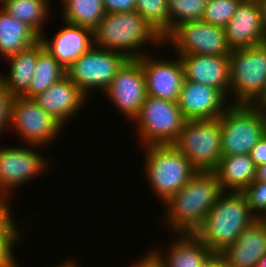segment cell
Here are the masks:
<instances>
[{
    "instance_id": "7402d4cb",
    "label": "cell",
    "mask_w": 266,
    "mask_h": 267,
    "mask_svg": "<svg viewBox=\"0 0 266 267\" xmlns=\"http://www.w3.org/2000/svg\"><path fill=\"white\" fill-rule=\"evenodd\" d=\"M43 49V44L38 41L26 50L4 58L8 61L9 72L0 74V80L13 97L23 96L28 91L35 74L37 56Z\"/></svg>"
},
{
    "instance_id": "7a4b0ae2",
    "label": "cell",
    "mask_w": 266,
    "mask_h": 267,
    "mask_svg": "<svg viewBox=\"0 0 266 267\" xmlns=\"http://www.w3.org/2000/svg\"><path fill=\"white\" fill-rule=\"evenodd\" d=\"M257 219L242 192H222L194 234L219 254Z\"/></svg>"
},
{
    "instance_id": "2e32d148",
    "label": "cell",
    "mask_w": 266,
    "mask_h": 267,
    "mask_svg": "<svg viewBox=\"0 0 266 267\" xmlns=\"http://www.w3.org/2000/svg\"><path fill=\"white\" fill-rule=\"evenodd\" d=\"M228 98L218 89L205 84L183 81L177 101L185 119H218L231 105Z\"/></svg>"
},
{
    "instance_id": "b9f144b4",
    "label": "cell",
    "mask_w": 266,
    "mask_h": 267,
    "mask_svg": "<svg viewBox=\"0 0 266 267\" xmlns=\"http://www.w3.org/2000/svg\"><path fill=\"white\" fill-rule=\"evenodd\" d=\"M263 10H264V25H265V34H266V1L263 2Z\"/></svg>"
},
{
    "instance_id": "e575fe53",
    "label": "cell",
    "mask_w": 266,
    "mask_h": 267,
    "mask_svg": "<svg viewBox=\"0 0 266 267\" xmlns=\"http://www.w3.org/2000/svg\"><path fill=\"white\" fill-rule=\"evenodd\" d=\"M255 166L266 163V133L262 138L254 145L249 153Z\"/></svg>"
},
{
    "instance_id": "5b68a950",
    "label": "cell",
    "mask_w": 266,
    "mask_h": 267,
    "mask_svg": "<svg viewBox=\"0 0 266 267\" xmlns=\"http://www.w3.org/2000/svg\"><path fill=\"white\" fill-rule=\"evenodd\" d=\"M229 67L231 104L258 105L266 96V43L232 49Z\"/></svg>"
},
{
    "instance_id": "f35d334b",
    "label": "cell",
    "mask_w": 266,
    "mask_h": 267,
    "mask_svg": "<svg viewBox=\"0 0 266 267\" xmlns=\"http://www.w3.org/2000/svg\"><path fill=\"white\" fill-rule=\"evenodd\" d=\"M57 267H80L79 264H77V261L75 260H66V262H62L60 265H56ZM54 266V267H56ZM53 267V266H52Z\"/></svg>"
},
{
    "instance_id": "30bf717a",
    "label": "cell",
    "mask_w": 266,
    "mask_h": 267,
    "mask_svg": "<svg viewBox=\"0 0 266 267\" xmlns=\"http://www.w3.org/2000/svg\"><path fill=\"white\" fill-rule=\"evenodd\" d=\"M8 127H13L14 133L17 132V136L22 137L20 140L25 144L43 146L42 148L49 146L65 128L33 99L23 96L12 99Z\"/></svg>"
},
{
    "instance_id": "1f68e13d",
    "label": "cell",
    "mask_w": 266,
    "mask_h": 267,
    "mask_svg": "<svg viewBox=\"0 0 266 267\" xmlns=\"http://www.w3.org/2000/svg\"><path fill=\"white\" fill-rule=\"evenodd\" d=\"M12 99L13 96L0 80V134L4 133L9 125Z\"/></svg>"
},
{
    "instance_id": "d6a6232c",
    "label": "cell",
    "mask_w": 266,
    "mask_h": 267,
    "mask_svg": "<svg viewBox=\"0 0 266 267\" xmlns=\"http://www.w3.org/2000/svg\"><path fill=\"white\" fill-rule=\"evenodd\" d=\"M21 240H0V267H20L14 255V244Z\"/></svg>"
},
{
    "instance_id": "ab89813d",
    "label": "cell",
    "mask_w": 266,
    "mask_h": 267,
    "mask_svg": "<svg viewBox=\"0 0 266 267\" xmlns=\"http://www.w3.org/2000/svg\"><path fill=\"white\" fill-rule=\"evenodd\" d=\"M258 106L261 108L263 114L266 116V96L258 103Z\"/></svg>"
},
{
    "instance_id": "3957f363",
    "label": "cell",
    "mask_w": 266,
    "mask_h": 267,
    "mask_svg": "<svg viewBox=\"0 0 266 267\" xmlns=\"http://www.w3.org/2000/svg\"><path fill=\"white\" fill-rule=\"evenodd\" d=\"M93 36L94 46L123 53L129 59L144 55L141 49L149 42L160 46L164 43L163 38L136 10L106 13L93 30Z\"/></svg>"
},
{
    "instance_id": "f1b7e54d",
    "label": "cell",
    "mask_w": 266,
    "mask_h": 267,
    "mask_svg": "<svg viewBox=\"0 0 266 267\" xmlns=\"http://www.w3.org/2000/svg\"><path fill=\"white\" fill-rule=\"evenodd\" d=\"M135 10L164 39L169 34L167 0H135Z\"/></svg>"
},
{
    "instance_id": "277c9868",
    "label": "cell",
    "mask_w": 266,
    "mask_h": 267,
    "mask_svg": "<svg viewBox=\"0 0 266 267\" xmlns=\"http://www.w3.org/2000/svg\"><path fill=\"white\" fill-rule=\"evenodd\" d=\"M143 148L147 182L156 193V198L164 204L173 194L179 192L197 171L187 157L173 145H149Z\"/></svg>"
},
{
    "instance_id": "4dcf8cb0",
    "label": "cell",
    "mask_w": 266,
    "mask_h": 267,
    "mask_svg": "<svg viewBox=\"0 0 266 267\" xmlns=\"http://www.w3.org/2000/svg\"><path fill=\"white\" fill-rule=\"evenodd\" d=\"M242 193L251 212L258 219H262L266 215V182L253 181Z\"/></svg>"
},
{
    "instance_id": "ba28073f",
    "label": "cell",
    "mask_w": 266,
    "mask_h": 267,
    "mask_svg": "<svg viewBox=\"0 0 266 267\" xmlns=\"http://www.w3.org/2000/svg\"><path fill=\"white\" fill-rule=\"evenodd\" d=\"M186 121L177 102L147 95L133 123L141 145L149 146L172 145Z\"/></svg>"
},
{
    "instance_id": "4316f807",
    "label": "cell",
    "mask_w": 266,
    "mask_h": 267,
    "mask_svg": "<svg viewBox=\"0 0 266 267\" xmlns=\"http://www.w3.org/2000/svg\"><path fill=\"white\" fill-rule=\"evenodd\" d=\"M34 73L29 89L23 95L25 98L33 99L66 75L63 67L45 49L37 56Z\"/></svg>"
},
{
    "instance_id": "5bb4252c",
    "label": "cell",
    "mask_w": 266,
    "mask_h": 267,
    "mask_svg": "<svg viewBox=\"0 0 266 267\" xmlns=\"http://www.w3.org/2000/svg\"><path fill=\"white\" fill-rule=\"evenodd\" d=\"M137 59L144 71L147 95L177 102L184 81L179 56L165 60L158 59L148 52Z\"/></svg>"
},
{
    "instance_id": "8992f818",
    "label": "cell",
    "mask_w": 266,
    "mask_h": 267,
    "mask_svg": "<svg viewBox=\"0 0 266 267\" xmlns=\"http://www.w3.org/2000/svg\"><path fill=\"white\" fill-rule=\"evenodd\" d=\"M218 120L222 155L249 154L266 133V116L258 105L231 104Z\"/></svg>"
},
{
    "instance_id": "ffe728a7",
    "label": "cell",
    "mask_w": 266,
    "mask_h": 267,
    "mask_svg": "<svg viewBox=\"0 0 266 267\" xmlns=\"http://www.w3.org/2000/svg\"><path fill=\"white\" fill-rule=\"evenodd\" d=\"M177 236L175 242L167 247V253L164 254L162 250L159 252L158 248L147 253L157 267H202L213 254L195 234L186 233Z\"/></svg>"
},
{
    "instance_id": "cb8c5ba5",
    "label": "cell",
    "mask_w": 266,
    "mask_h": 267,
    "mask_svg": "<svg viewBox=\"0 0 266 267\" xmlns=\"http://www.w3.org/2000/svg\"><path fill=\"white\" fill-rule=\"evenodd\" d=\"M39 39L40 36L30 26L0 7V56L6 58L24 51L36 44Z\"/></svg>"
},
{
    "instance_id": "8d00e7d4",
    "label": "cell",
    "mask_w": 266,
    "mask_h": 267,
    "mask_svg": "<svg viewBox=\"0 0 266 267\" xmlns=\"http://www.w3.org/2000/svg\"><path fill=\"white\" fill-rule=\"evenodd\" d=\"M130 267H157L155 263L147 256V254H144L141 259L139 258L138 262H135L134 264H131Z\"/></svg>"
},
{
    "instance_id": "603a6c76",
    "label": "cell",
    "mask_w": 266,
    "mask_h": 267,
    "mask_svg": "<svg viewBox=\"0 0 266 267\" xmlns=\"http://www.w3.org/2000/svg\"><path fill=\"white\" fill-rule=\"evenodd\" d=\"M256 166L249 154L222 155L214 169L223 192H242L255 178Z\"/></svg>"
},
{
    "instance_id": "74e56055",
    "label": "cell",
    "mask_w": 266,
    "mask_h": 267,
    "mask_svg": "<svg viewBox=\"0 0 266 267\" xmlns=\"http://www.w3.org/2000/svg\"><path fill=\"white\" fill-rule=\"evenodd\" d=\"M254 181L266 182V163L256 166Z\"/></svg>"
},
{
    "instance_id": "7c38bea8",
    "label": "cell",
    "mask_w": 266,
    "mask_h": 267,
    "mask_svg": "<svg viewBox=\"0 0 266 267\" xmlns=\"http://www.w3.org/2000/svg\"><path fill=\"white\" fill-rule=\"evenodd\" d=\"M23 147L9 145L0 148V197L2 198L11 199L10 196L14 194L12 191H15L17 186L24 185L32 178L41 175L51 164L49 159H45L39 153L40 150L37 152L41 146L26 144V148L25 145Z\"/></svg>"
},
{
    "instance_id": "60d3db41",
    "label": "cell",
    "mask_w": 266,
    "mask_h": 267,
    "mask_svg": "<svg viewBox=\"0 0 266 267\" xmlns=\"http://www.w3.org/2000/svg\"><path fill=\"white\" fill-rule=\"evenodd\" d=\"M256 267H266V254L258 261Z\"/></svg>"
},
{
    "instance_id": "8fae6325",
    "label": "cell",
    "mask_w": 266,
    "mask_h": 267,
    "mask_svg": "<svg viewBox=\"0 0 266 267\" xmlns=\"http://www.w3.org/2000/svg\"><path fill=\"white\" fill-rule=\"evenodd\" d=\"M163 42V45L172 44L171 48L176 50L177 56L185 54L229 56L232 53L224 28L201 20L181 23L163 39Z\"/></svg>"
},
{
    "instance_id": "44dd1931",
    "label": "cell",
    "mask_w": 266,
    "mask_h": 267,
    "mask_svg": "<svg viewBox=\"0 0 266 267\" xmlns=\"http://www.w3.org/2000/svg\"><path fill=\"white\" fill-rule=\"evenodd\" d=\"M227 267H256L266 254V224L257 219L237 240L219 253Z\"/></svg>"
},
{
    "instance_id": "ee69618b",
    "label": "cell",
    "mask_w": 266,
    "mask_h": 267,
    "mask_svg": "<svg viewBox=\"0 0 266 267\" xmlns=\"http://www.w3.org/2000/svg\"><path fill=\"white\" fill-rule=\"evenodd\" d=\"M262 220L264 221V223L266 224V218H262Z\"/></svg>"
},
{
    "instance_id": "52a82bcc",
    "label": "cell",
    "mask_w": 266,
    "mask_h": 267,
    "mask_svg": "<svg viewBox=\"0 0 266 267\" xmlns=\"http://www.w3.org/2000/svg\"><path fill=\"white\" fill-rule=\"evenodd\" d=\"M200 172H213L222 156L221 126L218 119L189 120L172 144Z\"/></svg>"
},
{
    "instance_id": "f546056e",
    "label": "cell",
    "mask_w": 266,
    "mask_h": 267,
    "mask_svg": "<svg viewBox=\"0 0 266 267\" xmlns=\"http://www.w3.org/2000/svg\"><path fill=\"white\" fill-rule=\"evenodd\" d=\"M243 0H208L202 17L203 22L225 27Z\"/></svg>"
},
{
    "instance_id": "d590c367",
    "label": "cell",
    "mask_w": 266,
    "mask_h": 267,
    "mask_svg": "<svg viewBox=\"0 0 266 267\" xmlns=\"http://www.w3.org/2000/svg\"><path fill=\"white\" fill-rule=\"evenodd\" d=\"M202 267H227L220 254L213 253Z\"/></svg>"
},
{
    "instance_id": "484cf974",
    "label": "cell",
    "mask_w": 266,
    "mask_h": 267,
    "mask_svg": "<svg viewBox=\"0 0 266 267\" xmlns=\"http://www.w3.org/2000/svg\"><path fill=\"white\" fill-rule=\"evenodd\" d=\"M50 1L52 0H8L2 8L41 36L44 33V23L51 16Z\"/></svg>"
},
{
    "instance_id": "e0dca14e",
    "label": "cell",
    "mask_w": 266,
    "mask_h": 267,
    "mask_svg": "<svg viewBox=\"0 0 266 267\" xmlns=\"http://www.w3.org/2000/svg\"><path fill=\"white\" fill-rule=\"evenodd\" d=\"M178 56L183 66L185 80L211 86L220 90L227 98H231L229 56L201 54Z\"/></svg>"
},
{
    "instance_id": "ac0fdd59",
    "label": "cell",
    "mask_w": 266,
    "mask_h": 267,
    "mask_svg": "<svg viewBox=\"0 0 266 267\" xmlns=\"http://www.w3.org/2000/svg\"><path fill=\"white\" fill-rule=\"evenodd\" d=\"M51 40L44 34L39 41L66 71L82 54L94 46L93 30L65 22Z\"/></svg>"
},
{
    "instance_id": "9a60e30c",
    "label": "cell",
    "mask_w": 266,
    "mask_h": 267,
    "mask_svg": "<svg viewBox=\"0 0 266 267\" xmlns=\"http://www.w3.org/2000/svg\"><path fill=\"white\" fill-rule=\"evenodd\" d=\"M224 30L232 49L254 47L266 43L263 2L243 0Z\"/></svg>"
},
{
    "instance_id": "d6986e66",
    "label": "cell",
    "mask_w": 266,
    "mask_h": 267,
    "mask_svg": "<svg viewBox=\"0 0 266 267\" xmlns=\"http://www.w3.org/2000/svg\"><path fill=\"white\" fill-rule=\"evenodd\" d=\"M87 97L66 75L33 100L63 126L80 112Z\"/></svg>"
},
{
    "instance_id": "4fadbf2b",
    "label": "cell",
    "mask_w": 266,
    "mask_h": 267,
    "mask_svg": "<svg viewBox=\"0 0 266 267\" xmlns=\"http://www.w3.org/2000/svg\"><path fill=\"white\" fill-rule=\"evenodd\" d=\"M104 93L126 119L133 121L147 97L146 80L140 61L129 59Z\"/></svg>"
},
{
    "instance_id": "d4e9b609",
    "label": "cell",
    "mask_w": 266,
    "mask_h": 267,
    "mask_svg": "<svg viewBox=\"0 0 266 267\" xmlns=\"http://www.w3.org/2000/svg\"><path fill=\"white\" fill-rule=\"evenodd\" d=\"M62 20L94 30L105 16L102 0H61Z\"/></svg>"
},
{
    "instance_id": "83f0119b",
    "label": "cell",
    "mask_w": 266,
    "mask_h": 267,
    "mask_svg": "<svg viewBox=\"0 0 266 267\" xmlns=\"http://www.w3.org/2000/svg\"><path fill=\"white\" fill-rule=\"evenodd\" d=\"M208 0H167L169 33L184 22L202 20Z\"/></svg>"
},
{
    "instance_id": "836d02e7",
    "label": "cell",
    "mask_w": 266,
    "mask_h": 267,
    "mask_svg": "<svg viewBox=\"0 0 266 267\" xmlns=\"http://www.w3.org/2000/svg\"><path fill=\"white\" fill-rule=\"evenodd\" d=\"M106 13L135 11V0H102Z\"/></svg>"
},
{
    "instance_id": "9c48e42d",
    "label": "cell",
    "mask_w": 266,
    "mask_h": 267,
    "mask_svg": "<svg viewBox=\"0 0 266 267\" xmlns=\"http://www.w3.org/2000/svg\"><path fill=\"white\" fill-rule=\"evenodd\" d=\"M128 60L123 53L93 46L66 70V76L88 97L93 88L105 92Z\"/></svg>"
},
{
    "instance_id": "7bdbcfd3",
    "label": "cell",
    "mask_w": 266,
    "mask_h": 267,
    "mask_svg": "<svg viewBox=\"0 0 266 267\" xmlns=\"http://www.w3.org/2000/svg\"><path fill=\"white\" fill-rule=\"evenodd\" d=\"M8 0H0V7H2Z\"/></svg>"
},
{
    "instance_id": "6da1fadb",
    "label": "cell",
    "mask_w": 266,
    "mask_h": 267,
    "mask_svg": "<svg viewBox=\"0 0 266 267\" xmlns=\"http://www.w3.org/2000/svg\"><path fill=\"white\" fill-rule=\"evenodd\" d=\"M214 172L197 171L187 184L165 203V224L174 234H194L222 193Z\"/></svg>"
}]
</instances>
